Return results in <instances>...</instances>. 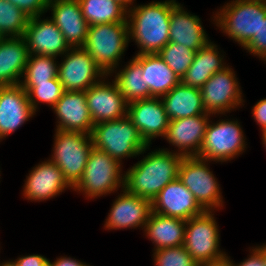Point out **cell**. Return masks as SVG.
<instances>
[{
    "instance_id": "cell-42",
    "label": "cell",
    "mask_w": 266,
    "mask_h": 266,
    "mask_svg": "<svg viewBox=\"0 0 266 266\" xmlns=\"http://www.w3.org/2000/svg\"><path fill=\"white\" fill-rule=\"evenodd\" d=\"M198 266H231L230 260L226 257L220 261L198 264Z\"/></svg>"
},
{
    "instance_id": "cell-25",
    "label": "cell",
    "mask_w": 266,
    "mask_h": 266,
    "mask_svg": "<svg viewBox=\"0 0 266 266\" xmlns=\"http://www.w3.org/2000/svg\"><path fill=\"white\" fill-rule=\"evenodd\" d=\"M185 229V220L152 211L143 231L155 245L153 250H159L184 245Z\"/></svg>"
},
{
    "instance_id": "cell-1",
    "label": "cell",
    "mask_w": 266,
    "mask_h": 266,
    "mask_svg": "<svg viewBox=\"0 0 266 266\" xmlns=\"http://www.w3.org/2000/svg\"><path fill=\"white\" fill-rule=\"evenodd\" d=\"M182 159L177 151L167 148L149 152L124 173V189L152 202L167 184L178 178Z\"/></svg>"
},
{
    "instance_id": "cell-40",
    "label": "cell",
    "mask_w": 266,
    "mask_h": 266,
    "mask_svg": "<svg viewBox=\"0 0 266 266\" xmlns=\"http://www.w3.org/2000/svg\"><path fill=\"white\" fill-rule=\"evenodd\" d=\"M249 250L251 254L248 258L238 264H235L233 260H231L230 256H227L230 260L231 266H265L263 256L254 247Z\"/></svg>"
},
{
    "instance_id": "cell-33",
    "label": "cell",
    "mask_w": 266,
    "mask_h": 266,
    "mask_svg": "<svg viewBox=\"0 0 266 266\" xmlns=\"http://www.w3.org/2000/svg\"><path fill=\"white\" fill-rule=\"evenodd\" d=\"M29 17L7 0H0V34L3 37L24 36Z\"/></svg>"
},
{
    "instance_id": "cell-36",
    "label": "cell",
    "mask_w": 266,
    "mask_h": 266,
    "mask_svg": "<svg viewBox=\"0 0 266 266\" xmlns=\"http://www.w3.org/2000/svg\"><path fill=\"white\" fill-rule=\"evenodd\" d=\"M243 48L251 55L266 61V18L261 20L258 32Z\"/></svg>"
},
{
    "instance_id": "cell-39",
    "label": "cell",
    "mask_w": 266,
    "mask_h": 266,
    "mask_svg": "<svg viewBox=\"0 0 266 266\" xmlns=\"http://www.w3.org/2000/svg\"><path fill=\"white\" fill-rule=\"evenodd\" d=\"M18 266H48V259L39 254L25 255L14 260Z\"/></svg>"
},
{
    "instance_id": "cell-28",
    "label": "cell",
    "mask_w": 266,
    "mask_h": 266,
    "mask_svg": "<svg viewBox=\"0 0 266 266\" xmlns=\"http://www.w3.org/2000/svg\"><path fill=\"white\" fill-rule=\"evenodd\" d=\"M214 42L196 51L194 60L182 77L181 82L195 88H201L204 83L216 72L228 66L224 62V56L219 52Z\"/></svg>"
},
{
    "instance_id": "cell-24",
    "label": "cell",
    "mask_w": 266,
    "mask_h": 266,
    "mask_svg": "<svg viewBox=\"0 0 266 266\" xmlns=\"http://www.w3.org/2000/svg\"><path fill=\"white\" fill-rule=\"evenodd\" d=\"M30 53L24 37H4L0 42V86L21 83Z\"/></svg>"
},
{
    "instance_id": "cell-5",
    "label": "cell",
    "mask_w": 266,
    "mask_h": 266,
    "mask_svg": "<svg viewBox=\"0 0 266 266\" xmlns=\"http://www.w3.org/2000/svg\"><path fill=\"white\" fill-rule=\"evenodd\" d=\"M128 44V22H120L89 26L87 38L82 47L109 76L119 67V61Z\"/></svg>"
},
{
    "instance_id": "cell-37",
    "label": "cell",
    "mask_w": 266,
    "mask_h": 266,
    "mask_svg": "<svg viewBox=\"0 0 266 266\" xmlns=\"http://www.w3.org/2000/svg\"><path fill=\"white\" fill-rule=\"evenodd\" d=\"M22 10L29 18L47 13L49 0H7Z\"/></svg>"
},
{
    "instance_id": "cell-19",
    "label": "cell",
    "mask_w": 266,
    "mask_h": 266,
    "mask_svg": "<svg viewBox=\"0 0 266 266\" xmlns=\"http://www.w3.org/2000/svg\"><path fill=\"white\" fill-rule=\"evenodd\" d=\"M35 114L27 92L20 84L0 86V142Z\"/></svg>"
},
{
    "instance_id": "cell-34",
    "label": "cell",
    "mask_w": 266,
    "mask_h": 266,
    "mask_svg": "<svg viewBox=\"0 0 266 266\" xmlns=\"http://www.w3.org/2000/svg\"><path fill=\"white\" fill-rule=\"evenodd\" d=\"M195 54L196 51L174 42H169L158 52V55L180 79L189 69Z\"/></svg>"
},
{
    "instance_id": "cell-13",
    "label": "cell",
    "mask_w": 266,
    "mask_h": 266,
    "mask_svg": "<svg viewBox=\"0 0 266 266\" xmlns=\"http://www.w3.org/2000/svg\"><path fill=\"white\" fill-rule=\"evenodd\" d=\"M108 75L85 91L87 106L93 123L112 121L127 116L128 103L116 82ZM106 80V81H105Z\"/></svg>"
},
{
    "instance_id": "cell-32",
    "label": "cell",
    "mask_w": 266,
    "mask_h": 266,
    "mask_svg": "<svg viewBox=\"0 0 266 266\" xmlns=\"http://www.w3.org/2000/svg\"><path fill=\"white\" fill-rule=\"evenodd\" d=\"M27 92L29 102L35 111H38L40 103H46L52 107L60 100L64 93V88L58 78L49 80L48 82L38 84H20Z\"/></svg>"
},
{
    "instance_id": "cell-35",
    "label": "cell",
    "mask_w": 266,
    "mask_h": 266,
    "mask_svg": "<svg viewBox=\"0 0 266 266\" xmlns=\"http://www.w3.org/2000/svg\"><path fill=\"white\" fill-rule=\"evenodd\" d=\"M153 251L154 266H198L183 245Z\"/></svg>"
},
{
    "instance_id": "cell-44",
    "label": "cell",
    "mask_w": 266,
    "mask_h": 266,
    "mask_svg": "<svg viewBox=\"0 0 266 266\" xmlns=\"http://www.w3.org/2000/svg\"><path fill=\"white\" fill-rule=\"evenodd\" d=\"M254 248L263 256L264 265L266 266V244L263 243V245L255 246Z\"/></svg>"
},
{
    "instance_id": "cell-10",
    "label": "cell",
    "mask_w": 266,
    "mask_h": 266,
    "mask_svg": "<svg viewBox=\"0 0 266 266\" xmlns=\"http://www.w3.org/2000/svg\"><path fill=\"white\" fill-rule=\"evenodd\" d=\"M208 162L198 157H183L178 178L204 211L220 210L224 204L222 192Z\"/></svg>"
},
{
    "instance_id": "cell-15",
    "label": "cell",
    "mask_w": 266,
    "mask_h": 266,
    "mask_svg": "<svg viewBox=\"0 0 266 266\" xmlns=\"http://www.w3.org/2000/svg\"><path fill=\"white\" fill-rule=\"evenodd\" d=\"M209 113L169 121L167 133L163 139L177 147V153L183 157H197L202 147Z\"/></svg>"
},
{
    "instance_id": "cell-20",
    "label": "cell",
    "mask_w": 266,
    "mask_h": 266,
    "mask_svg": "<svg viewBox=\"0 0 266 266\" xmlns=\"http://www.w3.org/2000/svg\"><path fill=\"white\" fill-rule=\"evenodd\" d=\"M151 205L153 212L185 221L204 212L179 178L167 184L152 200Z\"/></svg>"
},
{
    "instance_id": "cell-29",
    "label": "cell",
    "mask_w": 266,
    "mask_h": 266,
    "mask_svg": "<svg viewBox=\"0 0 266 266\" xmlns=\"http://www.w3.org/2000/svg\"><path fill=\"white\" fill-rule=\"evenodd\" d=\"M115 69L109 77L113 76L119 87L120 93L126 102H131L150 98L149 87L145 84L142 66L132 57L127 65L122 69ZM114 73V74H113Z\"/></svg>"
},
{
    "instance_id": "cell-22",
    "label": "cell",
    "mask_w": 266,
    "mask_h": 266,
    "mask_svg": "<svg viewBox=\"0 0 266 266\" xmlns=\"http://www.w3.org/2000/svg\"><path fill=\"white\" fill-rule=\"evenodd\" d=\"M52 109L58 118L56 129L91 135L94 123L87 106L85 91H64Z\"/></svg>"
},
{
    "instance_id": "cell-14",
    "label": "cell",
    "mask_w": 266,
    "mask_h": 266,
    "mask_svg": "<svg viewBox=\"0 0 266 266\" xmlns=\"http://www.w3.org/2000/svg\"><path fill=\"white\" fill-rule=\"evenodd\" d=\"M127 116L147 145L157 137L164 138L169 118L160 97L137 100L128 104Z\"/></svg>"
},
{
    "instance_id": "cell-7",
    "label": "cell",
    "mask_w": 266,
    "mask_h": 266,
    "mask_svg": "<svg viewBox=\"0 0 266 266\" xmlns=\"http://www.w3.org/2000/svg\"><path fill=\"white\" fill-rule=\"evenodd\" d=\"M53 153L49 160L62 171L73 188L81 179L93 143L91 135L55 129Z\"/></svg>"
},
{
    "instance_id": "cell-16",
    "label": "cell",
    "mask_w": 266,
    "mask_h": 266,
    "mask_svg": "<svg viewBox=\"0 0 266 266\" xmlns=\"http://www.w3.org/2000/svg\"><path fill=\"white\" fill-rule=\"evenodd\" d=\"M30 17L24 33V39L30 55L62 57L71 47L55 23L47 17Z\"/></svg>"
},
{
    "instance_id": "cell-12",
    "label": "cell",
    "mask_w": 266,
    "mask_h": 266,
    "mask_svg": "<svg viewBox=\"0 0 266 266\" xmlns=\"http://www.w3.org/2000/svg\"><path fill=\"white\" fill-rule=\"evenodd\" d=\"M58 66L64 91H86L107 75L83 47H71Z\"/></svg>"
},
{
    "instance_id": "cell-23",
    "label": "cell",
    "mask_w": 266,
    "mask_h": 266,
    "mask_svg": "<svg viewBox=\"0 0 266 266\" xmlns=\"http://www.w3.org/2000/svg\"><path fill=\"white\" fill-rule=\"evenodd\" d=\"M169 36V42L184 45L194 51H198L211 41L199 16L188 13L181 3L171 11Z\"/></svg>"
},
{
    "instance_id": "cell-46",
    "label": "cell",
    "mask_w": 266,
    "mask_h": 266,
    "mask_svg": "<svg viewBox=\"0 0 266 266\" xmlns=\"http://www.w3.org/2000/svg\"><path fill=\"white\" fill-rule=\"evenodd\" d=\"M262 144L264 145L265 149H266V130L262 131Z\"/></svg>"
},
{
    "instance_id": "cell-17",
    "label": "cell",
    "mask_w": 266,
    "mask_h": 266,
    "mask_svg": "<svg viewBox=\"0 0 266 266\" xmlns=\"http://www.w3.org/2000/svg\"><path fill=\"white\" fill-rule=\"evenodd\" d=\"M123 193L116 196L110 212L105 219L104 229L121 230L141 227L145 224L152 212L151 201L137 195L128 193L121 189Z\"/></svg>"
},
{
    "instance_id": "cell-45",
    "label": "cell",
    "mask_w": 266,
    "mask_h": 266,
    "mask_svg": "<svg viewBox=\"0 0 266 266\" xmlns=\"http://www.w3.org/2000/svg\"><path fill=\"white\" fill-rule=\"evenodd\" d=\"M0 266H18L14 260H7L2 263H0Z\"/></svg>"
},
{
    "instance_id": "cell-47",
    "label": "cell",
    "mask_w": 266,
    "mask_h": 266,
    "mask_svg": "<svg viewBox=\"0 0 266 266\" xmlns=\"http://www.w3.org/2000/svg\"><path fill=\"white\" fill-rule=\"evenodd\" d=\"M4 37L0 34V42H1V40L3 39Z\"/></svg>"
},
{
    "instance_id": "cell-30",
    "label": "cell",
    "mask_w": 266,
    "mask_h": 266,
    "mask_svg": "<svg viewBox=\"0 0 266 266\" xmlns=\"http://www.w3.org/2000/svg\"><path fill=\"white\" fill-rule=\"evenodd\" d=\"M88 25L127 22V10L114 0H79Z\"/></svg>"
},
{
    "instance_id": "cell-6",
    "label": "cell",
    "mask_w": 266,
    "mask_h": 266,
    "mask_svg": "<svg viewBox=\"0 0 266 266\" xmlns=\"http://www.w3.org/2000/svg\"><path fill=\"white\" fill-rule=\"evenodd\" d=\"M122 164L106 152L93 147L81 179L72 188L87 199H95L124 189Z\"/></svg>"
},
{
    "instance_id": "cell-26",
    "label": "cell",
    "mask_w": 266,
    "mask_h": 266,
    "mask_svg": "<svg viewBox=\"0 0 266 266\" xmlns=\"http://www.w3.org/2000/svg\"><path fill=\"white\" fill-rule=\"evenodd\" d=\"M133 58L142 66L145 84L150 90V98L164 96L181 82L158 53L138 54Z\"/></svg>"
},
{
    "instance_id": "cell-18",
    "label": "cell",
    "mask_w": 266,
    "mask_h": 266,
    "mask_svg": "<svg viewBox=\"0 0 266 266\" xmlns=\"http://www.w3.org/2000/svg\"><path fill=\"white\" fill-rule=\"evenodd\" d=\"M67 188L72 189L64 179L62 171L48 159L41 161L29 171L22 194L31 202H41L60 195Z\"/></svg>"
},
{
    "instance_id": "cell-9",
    "label": "cell",
    "mask_w": 266,
    "mask_h": 266,
    "mask_svg": "<svg viewBox=\"0 0 266 266\" xmlns=\"http://www.w3.org/2000/svg\"><path fill=\"white\" fill-rule=\"evenodd\" d=\"M214 211L186 220L184 247L197 264L220 261L227 253L220 249V233Z\"/></svg>"
},
{
    "instance_id": "cell-21",
    "label": "cell",
    "mask_w": 266,
    "mask_h": 266,
    "mask_svg": "<svg viewBox=\"0 0 266 266\" xmlns=\"http://www.w3.org/2000/svg\"><path fill=\"white\" fill-rule=\"evenodd\" d=\"M49 17L64 35L70 47H82L88 32V23L82 14L79 0H49Z\"/></svg>"
},
{
    "instance_id": "cell-4",
    "label": "cell",
    "mask_w": 266,
    "mask_h": 266,
    "mask_svg": "<svg viewBox=\"0 0 266 266\" xmlns=\"http://www.w3.org/2000/svg\"><path fill=\"white\" fill-rule=\"evenodd\" d=\"M218 10L212 17L214 24L241 47L256 35L261 20L266 18L263 0H231Z\"/></svg>"
},
{
    "instance_id": "cell-43",
    "label": "cell",
    "mask_w": 266,
    "mask_h": 266,
    "mask_svg": "<svg viewBox=\"0 0 266 266\" xmlns=\"http://www.w3.org/2000/svg\"><path fill=\"white\" fill-rule=\"evenodd\" d=\"M115 2H118L121 6H123L127 11H129L131 8L135 6L133 5L135 0H114Z\"/></svg>"
},
{
    "instance_id": "cell-11",
    "label": "cell",
    "mask_w": 266,
    "mask_h": 266,
    "mask_svg": "<svg viewBox=\"0 0 266 266\" xmlns=\"http://www.w3.org/2000/svg\"><path fill=\"white\" fill-rule=\"evenodd\" d=\"M235 71L229 66L214 73L200 88L207 113L224 115L245 102Z\"/></svg>"
},
{
    "instance_id": "cell-38",
    "label": "cell",
    "mask_w": 266,
    "mask_h": 266,
    "mask_svg": "<svg viewBox=\"0 0 266 266\" xmlns=\"http://www.w3.org/2000/svg\"><path fill=\"white\" fill-rule=\"evenodd\" d=\"M254 121L259 125L261 132L266 130V98L260 99L252 107Z\"/></svg>"
},
{
    "instance_id": "cell-27",
    "label": "cell",
    "mask_w": 266,
    "mask_h": 266,
    "mask_svg": "<svg viewBox=\"0 0 266 266\" xmlns=\"http://www.w3.org/2000/svg\"><path fill=\"white\" fill-rule=\"evenodd\" d=\"M160 98L170 121L207 113L200 89L182 82Z\"/></svg>"
},
{
    "instance_id": "cell-2",
    "label": "cell",
    "mask_w": 266,
    "mask_h": 266,
    "mask_svg": "<svg viewBox=\"0 0 266 266\" xmlns=\"http://www.w3.org/2000/svg\"><path fill=\"white\" fill-rule=\"evenodd\" d=\"M176 0L151 1L127 11L129 42L133 40L138 54H155L170 40V17Z\"/></svg>"
},
{
    "instance_id": "cell-41",
    "label": "cell",
    "mask_w": 266,
    "mask_h": 266,
    "mask_svg": "<svg viewBox=\"0 0 266 266\" xmlns=\"http://www.w3.org/2000/svg\"><path fill=\"white\" fill-rule=\"evenodd\" d=\"M48 266H85L86 263L81 262L75 258L67 257V256H60L59 258H56L54 262L50 261L48 259Z\"/></svg>"
},
{
    "instance_id": "cell-3",
    "label": "cell",
    "mask_w": 266,
    "mask_h": 266,
    "mask_svg": "<svg viewBox=\"0 0 266 266\" xmlns=\"http://www.w3.org/2000/svg\"><path fill=\"white\" fill-rule=\"evenodd\" d=\"M91 139L93 147L106 152L121 164L122 159L139 157L150 149L128 116L94 124Z\"/></svg>"
},
{
    "instance_id": "cell-8",
    "label": "cell",
    "mask_w": 266,
    "mask_h": 266,
    "mask_svg": "<svg viewBox=\"0 0 266 266\" xmlns=\"http://www.w3.org/2000/svg\"><path fill=\"white\" fill-rule=\"evenodd\" d=\"M240 122L235 119L209 121L198 158L213 162H227L246 150L247 142Z\"/></svg>"
},
{
    "instance_id": "cell-31",
    "label": "cell",
    "mask_w": 266,
    "mask_h": 266,
    "mask_svg": "<svg viewBox=\"0 0 266 266\" xmlns=\"http://www.w3.org/2000/svg\"><path fill=\"white\" fill-rule=\"evenodd\" d=\"M56 59L53 56L30 55L20 84H38L58 78L59 63Z\"/></svg>"
}]
</instances>
